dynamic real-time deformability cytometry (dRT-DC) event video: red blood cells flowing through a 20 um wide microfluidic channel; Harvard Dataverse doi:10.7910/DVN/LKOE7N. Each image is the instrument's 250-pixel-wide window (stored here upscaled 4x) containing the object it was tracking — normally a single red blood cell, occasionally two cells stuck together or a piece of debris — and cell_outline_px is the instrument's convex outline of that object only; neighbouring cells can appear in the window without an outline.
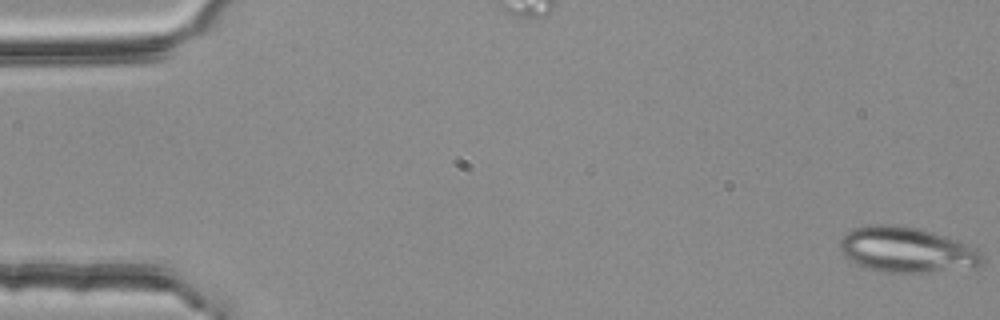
{"species": "common noctule bat (a hibernating species)", "species_latin": "Nyctalus noctula", "temperature_condition": "room temperature", "stored_images_in_passage": 4, "camera_frame_rate_fps": 3000, "um_per_image_px": 0.085, "animal": {"sex": "female", "body_mass_g": 25.1}, "frame": {"image": 1, "passage_image": 1, "time_ms": 0.0, "image_size_px": [1000, 320], "cell_outline_px": [[984, 264], [928, 272], [880, 272], [868, 268], [852, 260], [840, 248], [840, 240], [848, 232], [856, 228], [872, 224], [892, 224], [916, 228], [956, 240], [976, 248], [984, 256]], "centroid_in_image_um": [77.07, 21.22], "position_along_channel_um": 7.9, "area_um2": 36.65}}